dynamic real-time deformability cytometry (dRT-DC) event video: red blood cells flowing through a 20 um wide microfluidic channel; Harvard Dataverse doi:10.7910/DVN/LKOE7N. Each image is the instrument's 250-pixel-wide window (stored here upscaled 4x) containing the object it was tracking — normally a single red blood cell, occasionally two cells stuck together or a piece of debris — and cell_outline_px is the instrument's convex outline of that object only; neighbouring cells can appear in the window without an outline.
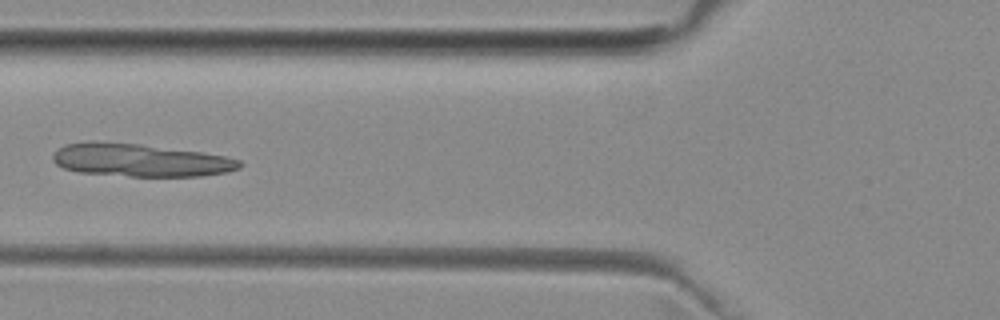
{"species": "common noctule bat (a hibernating species)", "species_latin": "Nyctalus noctula", "temperature_condition": "room temperature", "stored_images_in_passage": 6, "camera_frame_rate_fps": 3000, "um_per_image_px": 0.085, "animal": {"sex": "female", "body_mass_g": 29.2, "forearm_length_mm": 56.3}, "frame": {"image": 1, "passage_image": 5, "time_ms": 4.667, "image_size_px": [1000, 320], "cell_outline_px": [[244, 164], [240, 168], [228, 172], [204, 176], [128, 176], [80, 172], [64, 168], [56, 164], [52, 160], [52, 156], [64, 144], [88, 140], [140, 144], [204, 152], [224, 156], [240, 160]], "centroid_in_image_um": [11.94, 13.6], "position_along_channel_um": 113.9, "area_um2": 36.01}}
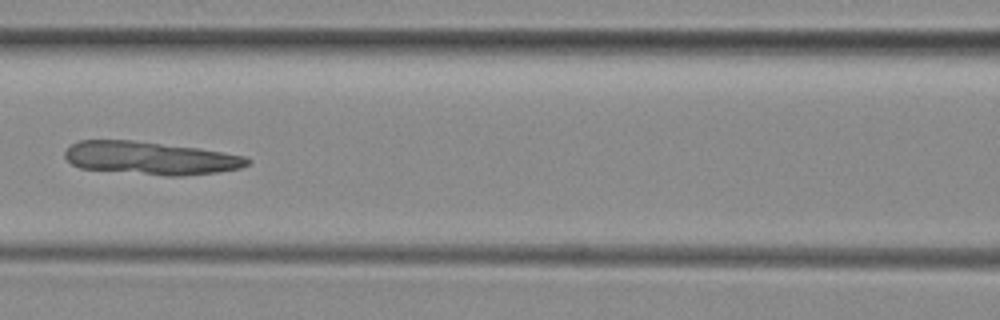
{"frame": {"image": 2, "passage_image": 6, "time_ms": 5.667, "image_size_px": [1000, 320], "cell_outline_px": [[252, 160], [248, 164], [240, 168], [216, 172], [180, 176], [164, 176], [80, 168], [72, 164], [64, 156], [64, 152], [72, 144], [80, 140], [132, 140], [200, 148], [244, 156]], "centroid_in_image_um": [12.78, 13.44], "position_along_channel_um": 153.8, "area_um2": 35.03}}